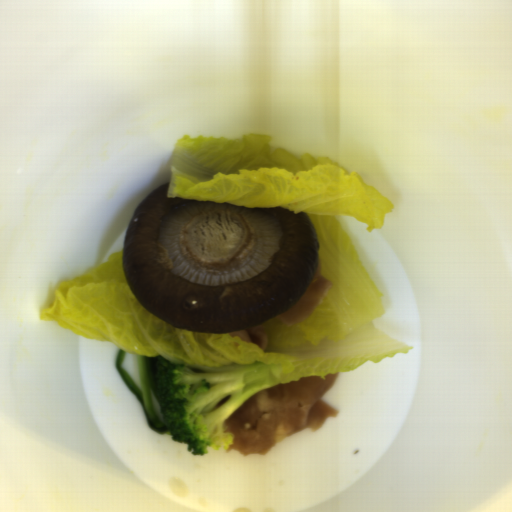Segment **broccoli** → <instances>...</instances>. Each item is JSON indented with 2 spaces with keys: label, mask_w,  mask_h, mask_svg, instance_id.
Wrapping results in <instances>:
<instances>
[{
  "label": "broccoli",
  "mask_w": 512,
  "mask_h": 512,
  "mask_svg": "<svg viewBox=\"0 0 512 512\" xmlns=\"http://www.w3.org/2000/svg\"><path fill=\"white\" fill-rule=\"evenodd\" d=\"M278 363L259 360L248 364L199 366L173 363L157 356L151 377L172 441L203 456L208 448H226L234 443L225 421L260 391L280 385ZM227 395L230 400L216 408Z\"/></svg>",
  "instance_id": "broccoli-1"
}]
</instances>
